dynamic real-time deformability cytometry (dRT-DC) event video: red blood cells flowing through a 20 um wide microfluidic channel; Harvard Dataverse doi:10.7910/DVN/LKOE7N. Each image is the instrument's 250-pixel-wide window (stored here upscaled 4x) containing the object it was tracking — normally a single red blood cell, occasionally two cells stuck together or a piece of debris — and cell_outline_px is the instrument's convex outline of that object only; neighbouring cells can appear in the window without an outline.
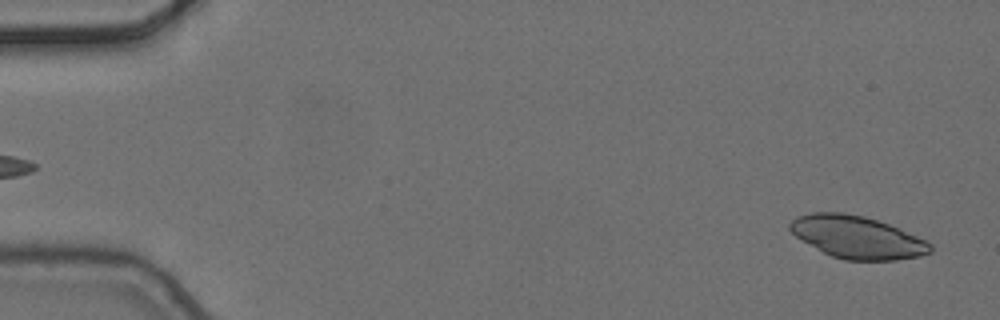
{"species": "common noctule bat (a hibernating species)", "species_latin": "Nyctalus noctula", "temperature_condition": "cold", "stored_images_in_passage": 4, "segment_of_instrument_passage": [2, 2], "camera_frame_rate_fps": 3000, "um_per_image_px": 0.085, "animal": {"sex": "female", "body_mass_g": 24.6, "forearm_length_mm": 56.2}, "frame": {"image": 1, "passage_image": 4, "time_ms": 1.0, "image_size_px": [1000, 320], "cell_outline_px": [[932, 252], [920, 256], [896, 260], [844, 260], [832, 256], [824, 252], [796, 236], [788, 228], [788, 224], [796, 216], [808, 212], [844, 212], [864, 216], [888, 224], [916, 236], [932, 244]], "centroid_in_image_um": [72.84, 20.15], "position_along_channel_um": 12.2, "area_um2": 34.51}}